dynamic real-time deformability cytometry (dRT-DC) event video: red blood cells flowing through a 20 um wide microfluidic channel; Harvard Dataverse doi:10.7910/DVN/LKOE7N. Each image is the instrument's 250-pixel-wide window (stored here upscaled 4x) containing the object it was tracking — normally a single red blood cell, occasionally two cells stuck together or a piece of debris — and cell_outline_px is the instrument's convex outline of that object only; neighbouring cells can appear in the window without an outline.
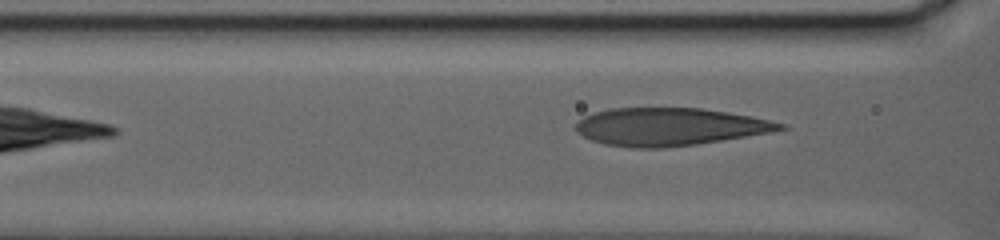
{"species": "human", "species_latin": "Homo sapiens", "temperature_condition": "warm", "stored_images_in_passage": 57, "camera_frame_rate_fps": 3000, "um_per_image_px": 0.085, "donor": {"sex": "female"}, "frame": {"image": 1, "passage_image": 12, "time_ms": 3.667, "image_size_px": [1000, 240], "cell_outline_px": [[788, 128], [772, 132], [696, 144], [664, 148], [632, 148], [604, 144], [592, 140], [576, 132], [576, 124], [584, 116], [596, 112], [612, 108], [700, 108], [728, 112], [752, 116], [784, 124]], "centroid_in_image_um": [56.9, 10.78], "position_along_channel_um": 109.7, "area_um2": 44.74}}
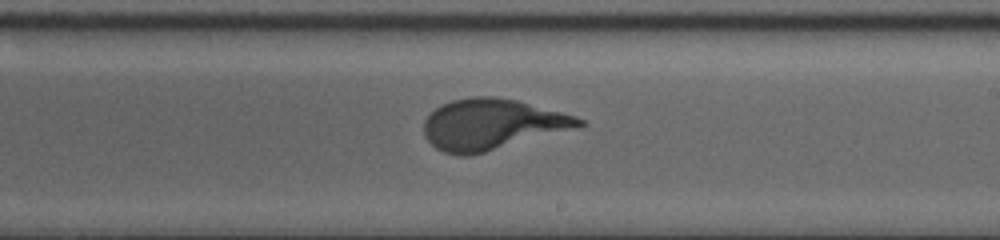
{"frame": {"image": 2, "passage_image": 34, "time_ms": 11.0, "image_size_px": [1000, 240], "cell_outline_px": [[588, 124], [580, 128], [468, 156], [456, 156], [444, 152], [436, 148], [424, 136], [424, 120], [440, 104], [452, 100], [472, 96], [496, 96], [516, 100], [576, 116], [584, 120]], "centroid_in_image_um": [41.83, 10.57], "position_along_channel_um": 247.2, "area_um2": 46.12}}
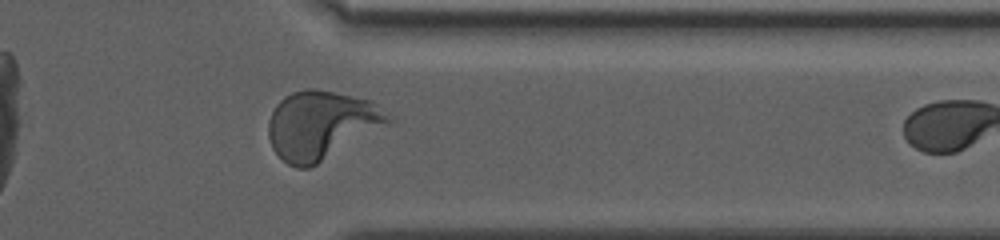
{"frame": {"image": 3, "passage_image": 56, "time_ms": 18.333, "image_size_px": [1000, 240], "cell_outline_px": [[392, 120], [316, 164], [308, 168], [296, 168], [288, 164], [272, 148], [268, 136], [268, 120], [276, 104], [284, 96], [292, 92], [304, 88], [312, 88], [372, 100], [392, 116]], "centroid_in_image_um": [27.24, 10.6], "position_along_channel_um": 384.2, "area_um2": 46.93}}